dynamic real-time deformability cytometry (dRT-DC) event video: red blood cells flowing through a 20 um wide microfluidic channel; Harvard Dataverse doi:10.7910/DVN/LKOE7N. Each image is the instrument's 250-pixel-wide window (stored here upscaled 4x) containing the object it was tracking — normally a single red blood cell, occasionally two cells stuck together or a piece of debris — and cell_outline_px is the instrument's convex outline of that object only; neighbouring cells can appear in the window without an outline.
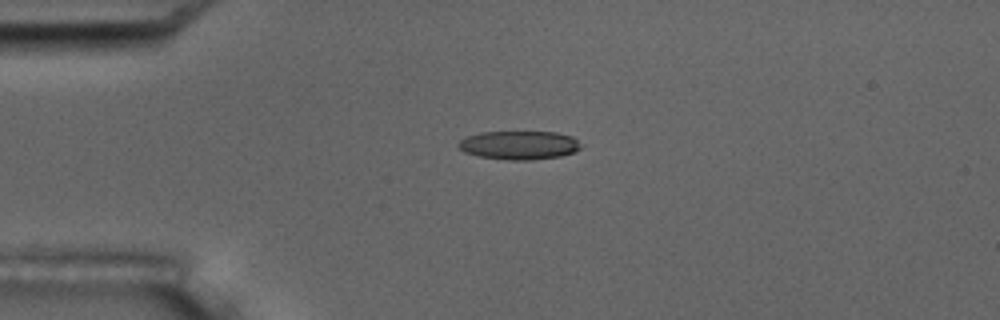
{"species": "common noctule bat (a hibernating species)", "species_latin": "Nyctalus noctula", "temperature_condition": "room temperature", "stored_images_in_passage": 2, "camera_frame_rate_fps": 3000, "um_per_image_px": 0.085, "animal": {"sex": "male", "body_mass_g": 17.5, "forearm_length_mm": 52.3}, "frame": {"image": 1, "passage_image": 1, "time_ms": 0.0, "image_size_px": [1000, 320], "cell_outline_px": [[584, 144], [576, 152], [560, 156], [532, 160], [508, 160], [480, 156], [464, 152], [456, 144], [460, 140], [468, 136], [480, 132], [556, 132], [572, 136]], "centroid_in_image_um": [44.18, 12.34], "position_along_channel_um": 40.8, "area_um2": 20.58}}